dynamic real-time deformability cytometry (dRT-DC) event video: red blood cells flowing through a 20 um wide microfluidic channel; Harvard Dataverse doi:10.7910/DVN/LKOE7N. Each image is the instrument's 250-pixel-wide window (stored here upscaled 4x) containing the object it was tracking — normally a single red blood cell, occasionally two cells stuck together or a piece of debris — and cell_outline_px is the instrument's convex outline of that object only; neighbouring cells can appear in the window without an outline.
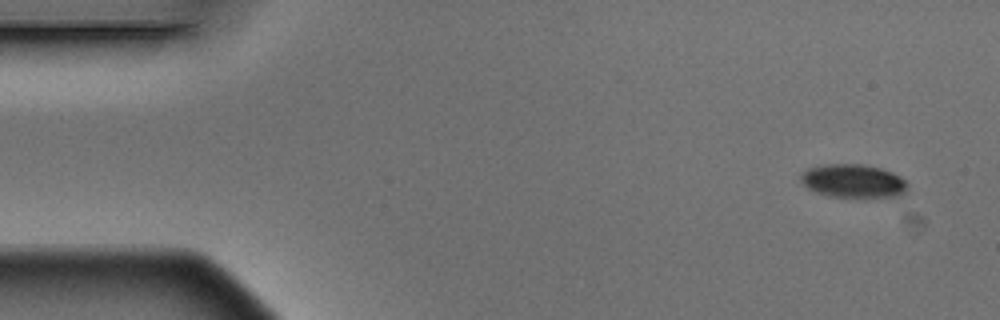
{"species": "Egyptian fruit bat (a non-hibernating species)", "species_latin": "Rousettus aegyptiacus", "temperature_condition": "warm", "stored_images_in_passage": 9, "camera_frame_rate_fps": 3000, "um_per_image_px": 0.085, "animal": {"sex": "male"}, "frame": {"image": 1, "passage_image": 1, "time_ms": 0.0, "image_size_px": [1000, 320], "cell_outline_px": [[908, 184], [904, 192], [900, 196], [828, 196], [816, 192], [808, 188], [800, 180], [800, 172], [808, 168], [824, 164], [864, 164], [880, 168], [892, 172], [900, 176]], "centroid_in_image_um": [72.49, 15.36], "position_along_channel_um": 12.5, "area_um2": 20.63}}
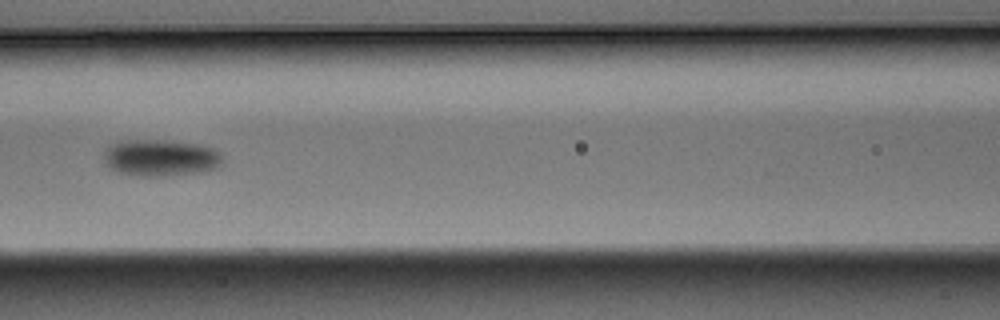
{"frame": {"image": 2, "passage_image": 7, "time_ms": 2.0, "image_size_px": [1000, 320], "cell_outline_px": [[224, 164], [220, 168], [208, 172], [164, 176], [140, 176], [120, 172], [108, 168], [104, 164], [104, 148], [108, 144], [120, 140], [172, 140], [196, 144], [212, 148], [220, 152]], "centroid_in_image_um": [13.66, 13.41], "position_along_channel_um": 152.9, "area_um2": 26.18}}
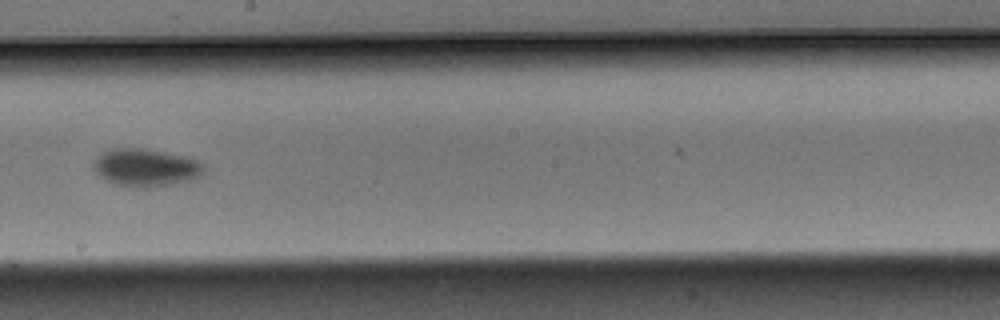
{"frame": {"image": 3, "passage_image": 9, "time_ms": 2.667, "image_size_px": [1000, 320], "cell_outline_px": [[208, 168], [200, 176], [192, 180], [172, 184], [148, 188], [116, 184], [100, 176], [92, 168], [92, 164], [100, 152], [108, 148], [140, 148], [188, 156], [204, 164]], "centroid_in_image_um": [12.41, 14.23], "position_along_channel_um": 235.8, "area_um2": 24.51}}